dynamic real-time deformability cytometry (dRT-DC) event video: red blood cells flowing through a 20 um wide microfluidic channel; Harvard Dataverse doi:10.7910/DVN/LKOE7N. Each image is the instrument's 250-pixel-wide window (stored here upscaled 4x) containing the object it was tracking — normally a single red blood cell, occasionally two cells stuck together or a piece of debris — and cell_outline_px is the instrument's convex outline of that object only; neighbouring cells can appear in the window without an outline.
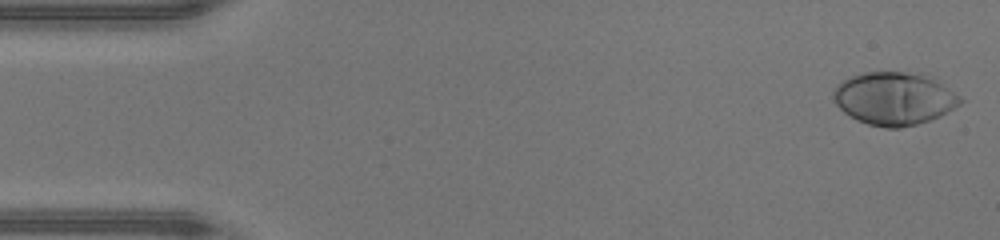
{"species": "human", "species_latin": "Homo sapiens", "temperature_condition": "warm", "stored_images_in_passage": 47, "camera_frame_rate_fps": 3000, "um_per_image_px": 0.085, "donor": {"sex": "male"}, "frame": {"image": 1, "passage_image": 1, "time_ms": 0.0, "image_size_px": [1000, 240], "cell_outline_px": [[964, 100], [960, 104], [940, 116], [916, 124], [900, 128], [884, 128], [868, 124], [856, 120], [844, 112], [836, 104], [832, 96], [832, 88], [836, 84], [852, 76], [864, 72], [904, 72], [924, 76], [940, 84], [960, 96]], "centroid_in_image_um": [75.94, 8.39], "position_along_channel_um": 9.1, "area_um2": 38.61}}
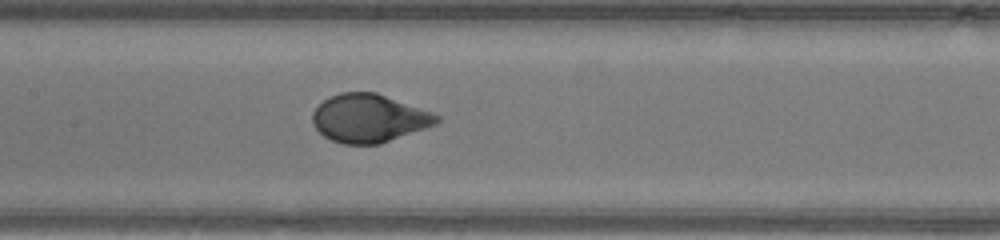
{"frame": {"image": 2, "passage_image": 22, "time_ms": 7.0, "image_size_px": [1000, 240], "cell_outline_px": [[440, 120], [436, 124], [380, 144], [344, 144], [332, 140], [324, 136], [312, 124], [312, 112], [328, 96], [340, 92], [376, 92], [432, 112], [440, 116]], "centroid_in_image_um": [31.35, 10.04], "position_along_channel_um": 176.1, "area_um2": 34.8}}
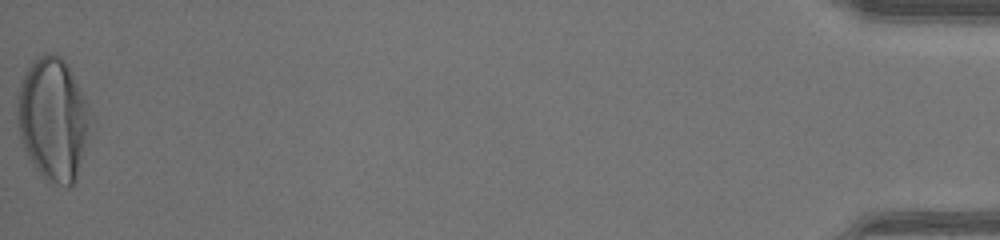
{"frame": {"image": 3, "passage_image": 47, "time_ms": 15.333, "image_size_px": [1000, 240], "cell_outline_px": [[96, 120], [76, 180], [68, 188], [56, 184], [40, 176], [24, 148], [20, 136], [16, 120], [16, 96], [20, 80], [24, 72], [32, 60], [44, 52], [52, 52], [60, 56], [68, 64], [96, 116]], "centroid_in_image_um": [4.57, 10.1], "position_along_channel_um": 430.6, "area_um2": 54.56}, "authors_computed_cell_mechanics": {"area_um2": 36.125, "velocity_mm_per_s": 4.3928, "shape_relaxation_time_tau1_ms": 2.6329, "shape_relaxation_time_tau2_ms": null, "deformation_change_tau1": 0.2193, "deformation_change_tau2": null}}